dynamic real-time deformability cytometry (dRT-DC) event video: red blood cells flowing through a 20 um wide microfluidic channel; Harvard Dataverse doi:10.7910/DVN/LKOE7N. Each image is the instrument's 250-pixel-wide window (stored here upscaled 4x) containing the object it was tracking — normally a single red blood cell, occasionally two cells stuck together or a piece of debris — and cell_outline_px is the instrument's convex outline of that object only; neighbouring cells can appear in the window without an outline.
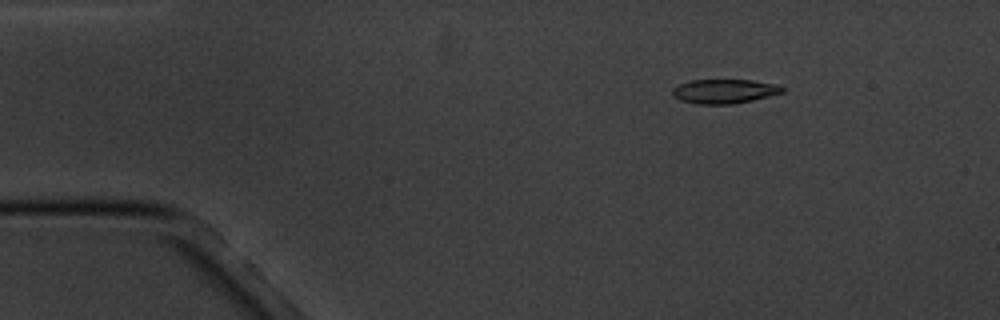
{"species": "common noctule bat (a hibernating species)", "species_latin": "Nyctalus noctula", "temperature_condition": "cold", "stored_images_in_passage": 4, "camera_frame_rate_fps": 3000, "um_per_image_px": 0.085, "animal": {"sex": "male", "body_mass_g": 20.1, "forearm_length_mm": 53.5}, "frame": {"image": 1, "passage_image": 1, "time_ms": 0.0, "image_size_px": [1000, 320], "cell_outline_px": [[784, 92], [752, 100], [732, 104], [700, 104], [680, 100], [672, 96], [672, 88], [680, 84], [692, 80], [752, 80], [776, 84], [784, 88]], "centroid_in_image_um": [61.55, 7.76], "position_along_channel_um": 23.5, "area_um2": 15.43}}
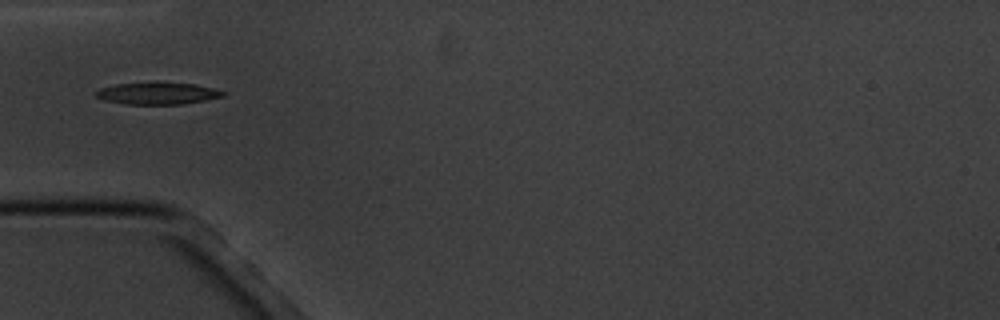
{"frame": {"image": 2, "passage_image": 4, "time_ms": 3.333, "image_size_px": [1000, 320], "cell_outline_px": [[224, 96], [184, 104], [128, 104], [104, 100], [96, 96], [92, 92], [100, 88], [116, 84], [156, 80], [196, 84], [212, 88], [224, 92]], "centroid_in_image_um": [13.34, 7.9], "position_along_channel_um": 71.7, "area_um2": 16.76}}